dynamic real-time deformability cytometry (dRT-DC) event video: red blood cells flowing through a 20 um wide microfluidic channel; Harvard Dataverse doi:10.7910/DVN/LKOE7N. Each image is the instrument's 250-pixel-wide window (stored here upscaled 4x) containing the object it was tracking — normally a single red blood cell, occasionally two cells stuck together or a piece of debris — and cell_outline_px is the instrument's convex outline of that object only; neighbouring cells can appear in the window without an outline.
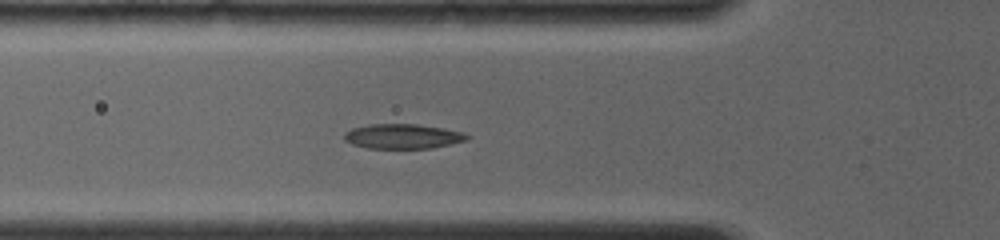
{"species": "common noctule bat (a hibernating species)", "species_latin": "Nyctalus noctula", "temperature_condition": "room temperature", "stored_images_in_passage": 3, "camera_frame_rate_fps": 4000, "um_per_image_px": 0.085, "animal": {"sex": "female", "body_mass_g": 19.0, "forearm_length_mm": 56.7}, "frame": {"image": 1, "passage_image": 3, "time_ms": 1.0, "image_size_px": [1000, 240], "cell_outline_px": [[468, 140], [432, 148], [368, 148], [352, 144], [344, 140], [344, 132], [352, 128], [368, 124], [416, 124], [444, 128], [464, 132], [468, 136]], "centroid_in_image_um": [34.22, 11.58], "position_along_channel_um": 91.6, "area_um2": 17.74}}